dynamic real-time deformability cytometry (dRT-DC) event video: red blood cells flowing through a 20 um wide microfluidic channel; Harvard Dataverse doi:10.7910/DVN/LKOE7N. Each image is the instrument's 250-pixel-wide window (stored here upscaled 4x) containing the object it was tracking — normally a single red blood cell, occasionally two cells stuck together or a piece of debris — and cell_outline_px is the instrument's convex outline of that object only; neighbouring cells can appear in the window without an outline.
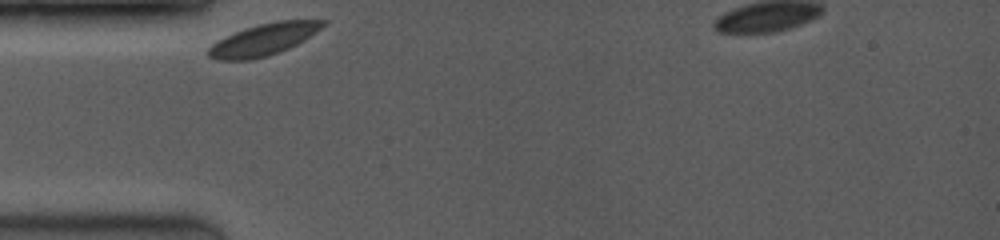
{"species": "common noctule bat (a hibernating species)", "species_latin": "Nyctalus noctula", "temperature_condition": "room temperature", "stored_images_in_passage": 37, "camera_frame_rate_fps": 3500, "um_per_image_px": 0.085, "animal": {"sex": "female", "body_mass_g": 19.0, "forearm_length_mm": 53.3}, "frame": {"image": 1, "passage_image": 1, "time_ms": 0.0, "image_size_px": [1000, 240], "cell_outline_px": [[328, 24], [304, 40], [288, 48], [268, 56], [252, 60], [216, 60], [208, 56], [208, 48], [216, 40], [244, 28], [276, 20], [328, 20]], "centroid_in_image_um": [22.41, 3.36], "position_along_channel_um": 62.6, "area_um2": 21.33}}
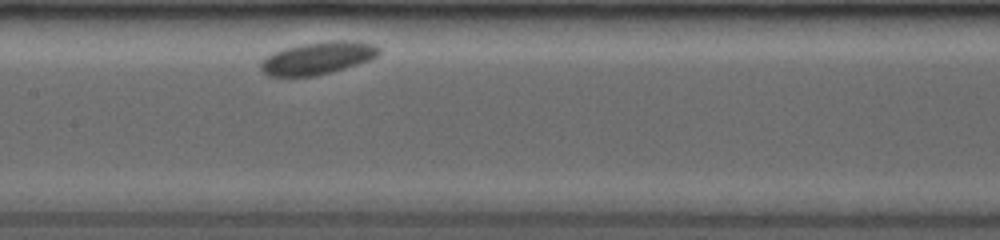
{"frame": {"image": 2, "passage_image": 10, "time_ms": 3.429, "image_size_px": [1000, 240], "cell_outline_px": [[380, 52], [372, 60], [332, 72], [312, 76], [268, 76], [260, 68], [260, 64], [272, 52], [284, 48], [300, 44], [328, 40], [356, 40], [376, 44], [380, 48]], "centroid_in_image_um": [27.07, 4.91], "position_along_channel_um": 180.3, "area_um2": 22.66}}
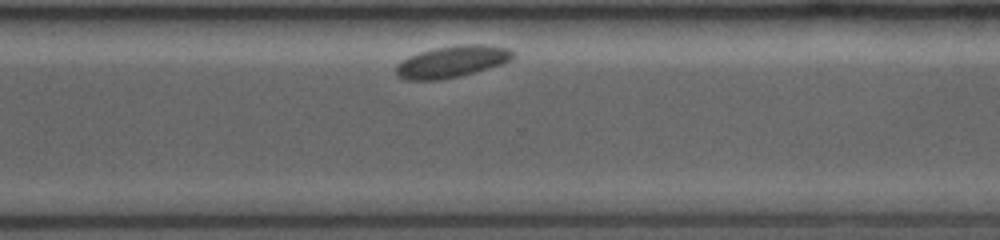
{"frame": {"image": 3, "passage_image": 33, "time_ms": 7.714, "image_size_px": [1000, 240], "cell_outline_px": [[516, 56], [512, 60], [488, 68], [460, 76], [440, 80], [404, 80], [396, 76], [396, 64], [408, 56], [432, 48], [464, 44], [484, 44], [512, 48], [516, 52]], "centroid_in_image_um": [38.44, 5.23], "position_along_channel_um": 332.2, "area_um2": 21.96}}